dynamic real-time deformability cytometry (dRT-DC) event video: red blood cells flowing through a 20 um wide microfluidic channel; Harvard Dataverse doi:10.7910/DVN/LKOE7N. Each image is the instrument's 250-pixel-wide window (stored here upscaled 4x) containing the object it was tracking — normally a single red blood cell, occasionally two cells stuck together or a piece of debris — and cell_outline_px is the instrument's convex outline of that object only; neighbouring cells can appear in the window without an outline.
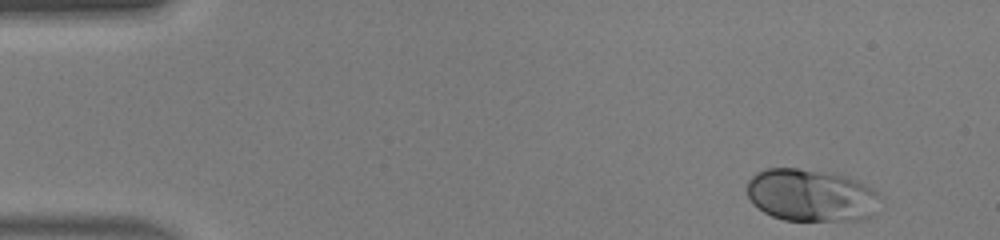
{"species": "human", "species_latin": "Homo sapiens", "temperature_condition": "warm", "stored_images_in_passage": 43, "camera_frame_rate_fps": 3000, "um_per_image_px": 0.085, "donor": {"sex": "male"}, "frame": {"image": 1, "passage_image": 1, "time_ms": 0.0, "image_size_px": [1000, 240], "cell_outline_px": [[880, 196], [872, 216], [864, 220], [784, 220], [772, 216], [764, 212], [752, 204], [748, 196], [748, 180], [756, 172], [764, 168], [796, 168], [832, 172], [856, 180], [872, 188]], "centroid_in_image_um": [68.92, 16.59], "position_along_channel_um": 16.1, "area_um2": 40.81}}
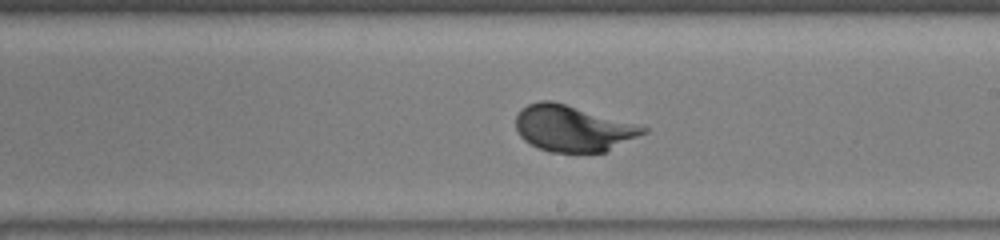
{"frame": {"image": 2, "passage_image": 24, "time_ms": 7.667, "image_size_px": [1000, 240], "cell_outline_px": [[648, 132], [608, 152], [548, 152], [524, 140], [520, 136], [516, 128], [516, 116], [520, 108], [528, 104], [540, 100], [552, 100], [648, 128]], "centroid_in_image_um": [48.68, 10.92], "position_along_channel_um": 240.3, "area_um2": 34.1}}
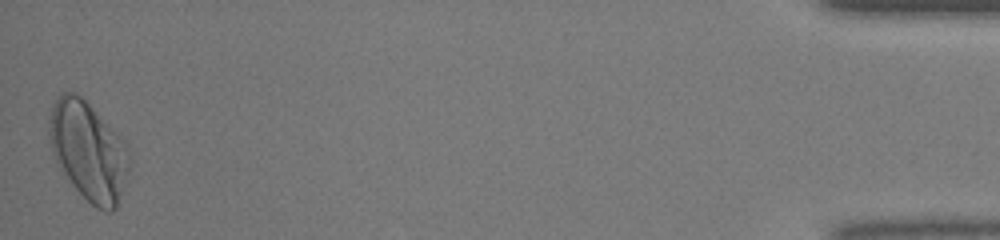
{"frame": {"image": 3, "passage_image": 43, "time_ms": 14.0, "image_size_px": [1000, 240], "cell_outline_px": [[132, 164], [116, 208], [112, 212], [104, 212], [96, 208], [72, 184], [56, 160], [52, 152], [48, 136], [48, 120], [52, 104], [64, 92], [72, 92], [80, 96], [124, 140], [128, 148]], "centroid_in_image_um": [7.54, 12.85], "position_along_channel_um": 427.7, "area_um2": 45.84}, "authors_computed_cell_mechanics": {"area_um2": 34.6222, "velocity_mm_per_s": 4.4209, "shape_relaxation_time_tau1_ms": 1.8175, "shape_relaxation_time_tau2_ms": null, "deformation_change_tau1": 0.1583, "deformation_change_tau2": null}}